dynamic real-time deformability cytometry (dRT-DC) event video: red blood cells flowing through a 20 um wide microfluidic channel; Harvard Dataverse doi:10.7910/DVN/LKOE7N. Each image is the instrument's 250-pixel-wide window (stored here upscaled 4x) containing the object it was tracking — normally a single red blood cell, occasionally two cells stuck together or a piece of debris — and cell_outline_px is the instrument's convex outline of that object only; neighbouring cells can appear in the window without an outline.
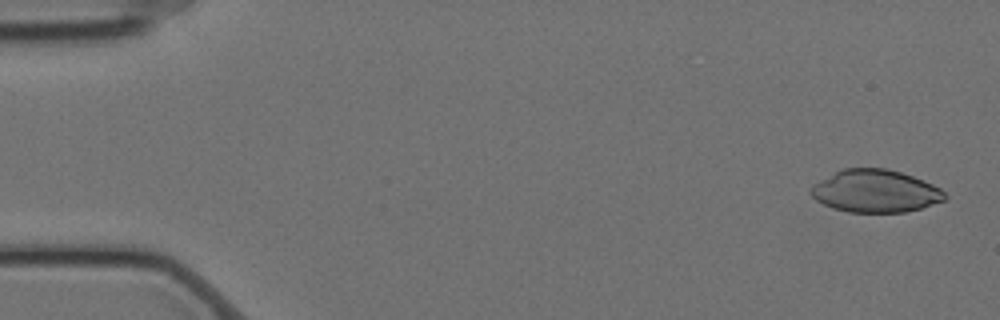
{"species": "Egyptian fruit bat (a non-hibernating species)", "species_latin": "Rousettus aegyptiacus", "temperature_condition": "cold", "stored_images_in_passage": 57, "camera_frame_rate_fps": 3000, "um_per_image_px": 0.085, "animal": {"sex": "female"}, "frame": {"image": 1, "passage_image": 2, "time_ms": 0.333, "image_size_px": [1000, 320], "cell_outline_px": [[948, 196], [944, 200], [920, 208], [904, 212], [848, 212], [832, 208], [816, 200], [808, 192], [808, 188], [812, 184], [844, 168], [888, 168], [912, 176], [932, 184], [940, 188]], "centroid_in_image_um": [74.37, 16.24], "position_along_channel_um": 10.6, "area_um2": 33.18}}